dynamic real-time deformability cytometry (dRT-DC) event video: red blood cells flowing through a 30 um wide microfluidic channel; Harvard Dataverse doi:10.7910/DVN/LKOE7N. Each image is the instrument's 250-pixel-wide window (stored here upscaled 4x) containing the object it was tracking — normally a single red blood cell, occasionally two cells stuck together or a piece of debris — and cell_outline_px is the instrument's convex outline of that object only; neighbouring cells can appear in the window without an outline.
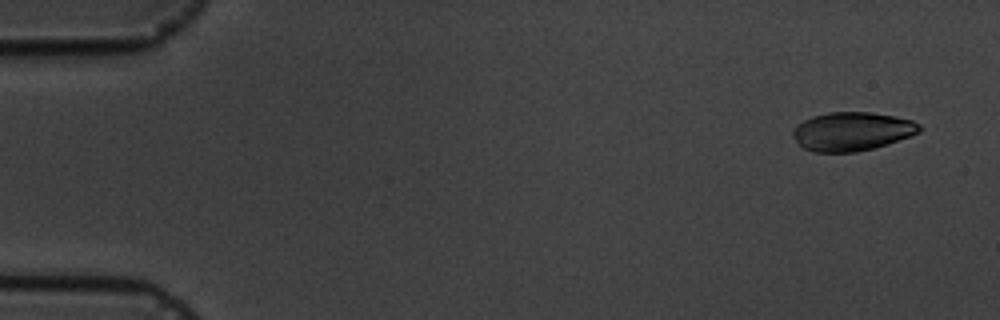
{"species": "common noctule bat (a hibernating species)", "species_latin": "Nyctalus noctula", "temperature_condition": "cold", "stored_images_in_passage": 5, "camera_frame_rate_fps": 3000, "um_per_image_px": 0.085, "animal": {"sex": "male", "body_mass_g": 19.5, "forearm_length_mm": 54.6}, "frame": {"image": 1, "passage_image": 1, "time_ms": 0.0, "image_size_px": [1000, 320], "cell_outline_px": [[920, 132], [872, 148], [856, 152], [812, 152], [804, 148], [796, 140], [792, 132], [792, 128], [796, 124], [812, 116], [828, 112], [872, 112], [896, 116], [912, 120], [920, 124]], "centroid_in_image_um": [72.38, 11.15], "position_along_channel_um": 12.6, "area_um2": 28.38}}
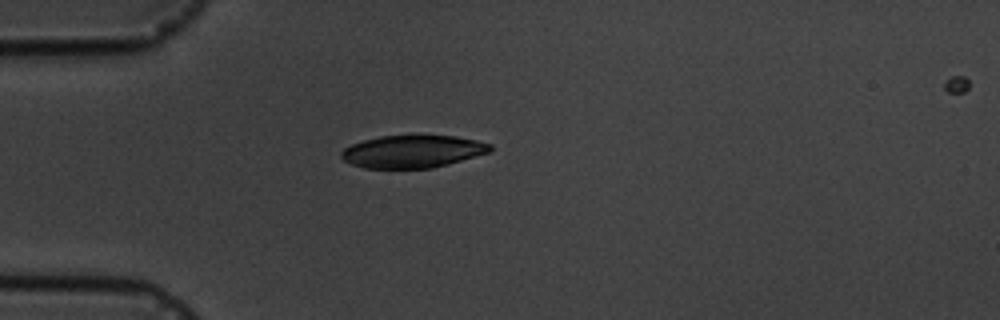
{"frame": {"image": 2, "passage_image": 4, "time_ms": 4.0, "image_size_px": [1000, 320], "cell_outline_px": [[492, 148], [488, 152], [448, 164], [432, 168], [364, 168], [352, 164], [344, 160], [340, 156], [340, 152], [344, 148], [352, 144], [364, 140], [380, 136], [456, 136], [476, 140], [492, 144]], "centroid_in_image_um": [35.05, 12.88], "position_along_channel_um": 50.0, "area_um2": 27.98}}